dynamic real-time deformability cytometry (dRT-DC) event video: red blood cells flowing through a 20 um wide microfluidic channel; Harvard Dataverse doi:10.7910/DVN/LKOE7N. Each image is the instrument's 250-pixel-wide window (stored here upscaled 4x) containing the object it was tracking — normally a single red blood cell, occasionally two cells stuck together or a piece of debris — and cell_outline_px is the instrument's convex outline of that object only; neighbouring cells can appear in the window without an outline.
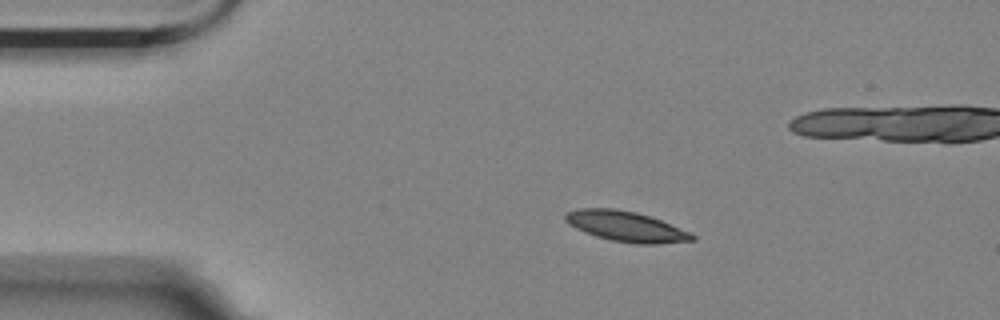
{"species": "Egyptian fruit bat (a non-hibernating species)", "species_latin": "Rousettus aegyptiacus", "temperature_condition": "room temperature", "stored_images_in_passage": 48, "camera_frame_rate_fps": 3000, "um_per_image_px": 0.085, "animal": {"sex": "female"}, "frame": {"image": 1, "passage_image": 1, "time_ms": 0.0, "image_size_px": [1000, 320], "cell_outline_px": [[696, 240], [656, 244], [636, 244], [612, 240], [596, 236], [584, 232], [568, 224], [564, 220], [564, 216], [568, 212], [576, 208], [616, 208], [636, 212], [652, 216], [692, 232], [696, 236]], "centroid_in_image_um": [53.25, 19.24], "position_along_channel_um": 31.8, "area_um2": 22.72}}
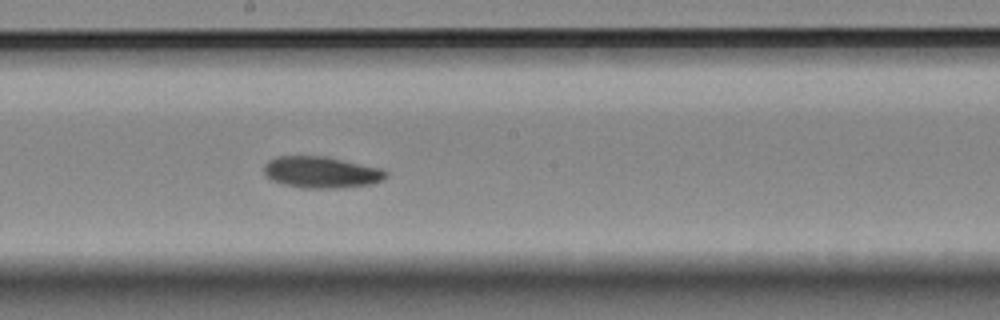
{"frame": {"image": 2, "passage_image": 21, "time_ms": 6.667, "image_size_px": [1000, 320], "cell_outline_px": [[388, 176], [384, 180], [372, 184], [340, 188], [300, 188], [284, 184], [272, 180], [264, 172], [264, 164], [268, 160], [276, 156], [324, 156], [380, 168], [388, 172]], "centroid_in_image_um": [27.32, 14.65], "position_along_channel_um": 220.9, "area_um2": 22.43}}
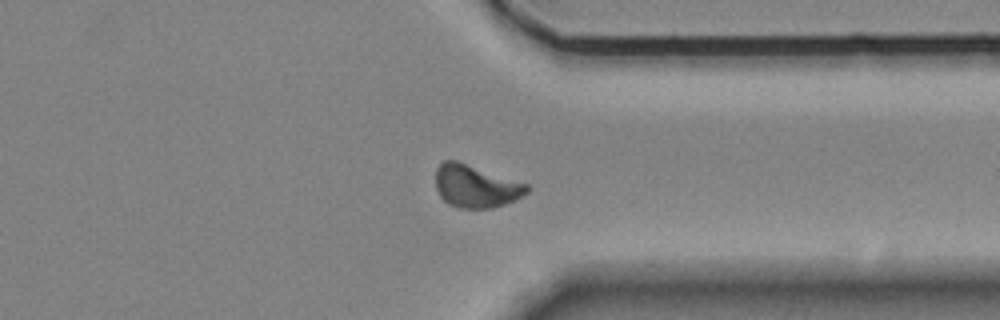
{"frame": {"image": 3, "passage_image": 34, "time_ms": 11.0, "image_size_px": [1000, 320], "cell_outline_px": [[528, 192], [516, 200], [492, 208], [460, 208], [448, 204], [440, 196], [436, 188], [436, 168], [444, 160], [456, 160], [528, 184]], "centroid_in_image_um": [40.43, 15.83], "position_along_channel_um": 371.0, "area_um2": 22.6}, "authors_computed_cell_mechanics": {"area_um2": 22.1952, "velocity_mm_per_s": 3.4947, "shape_relaxation_time_tau1_ms": 9.3672, "shape_relaxation_time_tau2_ms": 6.4853, "deformation_change_tau1": 0.1676, "deformation_change_tau2": 0.1071}}